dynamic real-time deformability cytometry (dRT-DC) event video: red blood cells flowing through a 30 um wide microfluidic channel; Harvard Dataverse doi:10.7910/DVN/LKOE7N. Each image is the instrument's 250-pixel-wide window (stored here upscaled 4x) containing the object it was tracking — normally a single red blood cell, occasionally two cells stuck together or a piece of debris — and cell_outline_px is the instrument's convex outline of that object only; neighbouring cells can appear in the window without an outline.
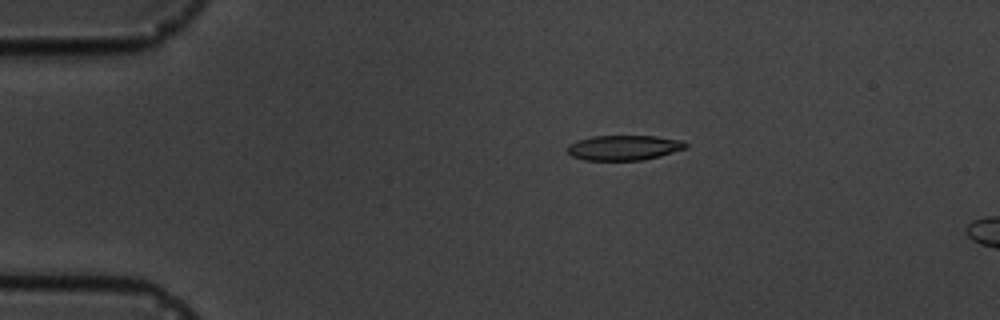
{"species": "common noctule bat (a hibernating species)", "species_latin": "Nyctalus noctula", "temperature_condition": "cold", "stored_images_in_passage": 5, "camera_frame_rate_fps": 3000, "um_per_image_px": 0.085, "animal": {"sex": "male", "body_mass_g": 19.5, "forearm_length_mm": 54.6}, "frame": {"image": 1, "passage_image": 3, "time_ms": 2.333, "image_size_px": [1000, 320], "cell_outline_px": [[688, 148], [660, 156], [644, 160], [584, 160], [572, 156], [568, 152], [568, 144], [576, 140], [592, 136], [656, 136], [684, 140], [688, 144]], "centroid_in_image_um": [53.07, 12.55], "position_along_channel_um": 31.9, "area_um2": 17.46}}